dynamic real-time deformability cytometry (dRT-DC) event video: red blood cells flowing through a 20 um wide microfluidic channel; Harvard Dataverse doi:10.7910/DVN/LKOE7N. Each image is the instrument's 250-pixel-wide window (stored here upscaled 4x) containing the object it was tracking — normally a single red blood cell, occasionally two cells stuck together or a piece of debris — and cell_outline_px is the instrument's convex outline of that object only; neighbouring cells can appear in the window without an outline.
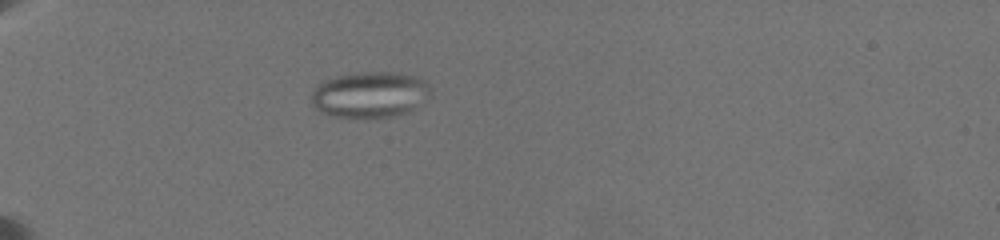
{"species": "common noctule bat (a hibernating species)", "species_latin": "Nyctalus noctula", "temperature_condition": "warm", "stored_images_in_passage": 19, "camera_frame_rate_fps": 3000, "um_per_image_px": 0.085, "animal": {"sex": "female", "body_mass_g": 19.5, "forearm_length_mm": 54.1}, "frame": {"image": 1, "passage_image": 2, "time_ms": 1.0, "image_size_px": [1000, 240], "cell_outline_px": [[428, 88], [412, 108], [408, 112], [392, 116], [336, 116], [320, 112], [312, 108], [312, 92], [316, 84], [324, 80], [336, 76], [356, 72], [396, 72], [416, 76], [424, 80]], "centroid_in_image_um": [31.29, 8.01], "position_along_channel_um": 53.7, "area_um2": 30.98}}
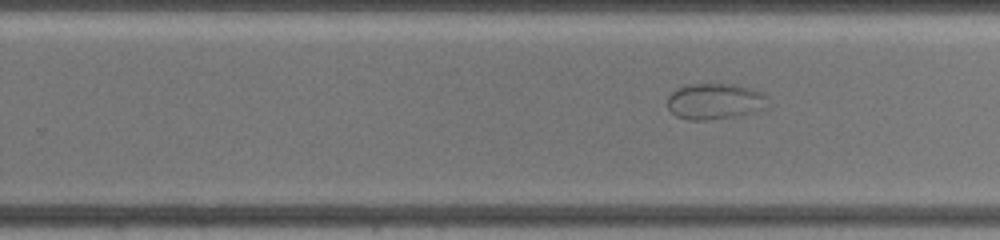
{"frame": {"image": 2, "passage_image": 12, "time_ms": 8.0, "image_size_px": [1000, 240], "cell_outline_px": [[768, 108], [756, 112], [736, 116], [708, 120], [688, 120], [676, 116], [668, 108], [668, 96], [676, 88], [684, 84], [732, 84], [764, 92]], "centroid_in_image_um": [60.76, 8.62], "position_along_channel_um": 269.0, "area_um2": 21.27}}
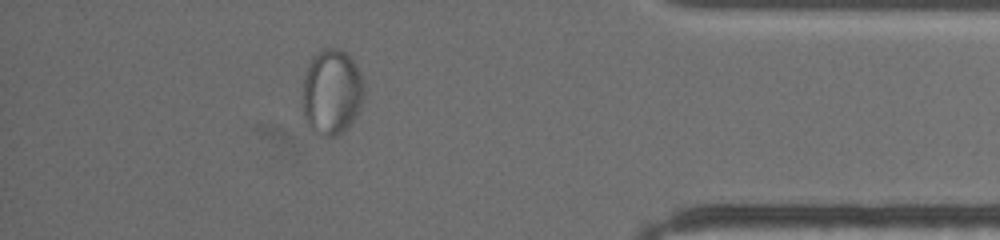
{"frame": {"image": 3, "passage_image": 17, "time_ms": 12.667, "image_size_px": [1000, 240], "cell_outline_px": [[364, 92], [360, 108], [352, 120], [336, 136], [324, 136], [312, 132], [304, 116], [304, 76], [312, 56], [324, 48], [340, 48], [352, 60], [360, 72], [364, 88]], "centroid_in_image_um": [28.19, 7.81], "position_along_channel_um": 407.0, "area_um2": 30.17}}